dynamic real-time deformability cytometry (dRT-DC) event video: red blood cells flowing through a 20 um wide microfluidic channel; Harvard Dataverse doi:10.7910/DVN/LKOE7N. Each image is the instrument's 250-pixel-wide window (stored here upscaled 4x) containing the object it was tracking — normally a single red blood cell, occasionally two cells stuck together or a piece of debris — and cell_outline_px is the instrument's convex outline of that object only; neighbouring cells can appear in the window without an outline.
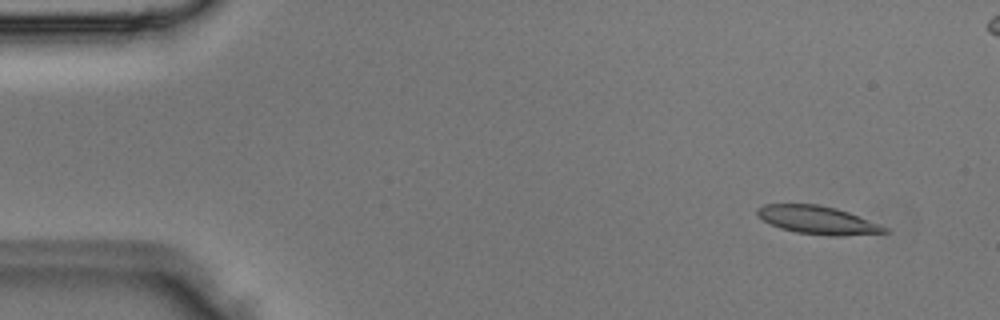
{"species": "Egyptian fruit bat (a non-hibernating species)", "species_latin": "Rousettus aegyptiacus", "temperature_condition": "room temperature", "stored_images_in_passage": 5, "camera_frame_rate_fps": 3000, "um_per_image_px": 0.085, "animal": {"sex": "male"}, "frame": {"image": 1, "passage_image": 2, "time_ms": 0.333, "image_size_px": [1000, 320], "cell_outline_px": [[888, 232], [840, 236], [828, 236], [796, 232], [780, 228], [756, 216], [756, 208], [764, 204], [816, 204], [836, 208], [848, 212], [880, 224], [888, 228]], "centroid_in_image_um": [69.48, 18.7], "position_along_channel_um": 15.5, "area_um2": 20.81}}